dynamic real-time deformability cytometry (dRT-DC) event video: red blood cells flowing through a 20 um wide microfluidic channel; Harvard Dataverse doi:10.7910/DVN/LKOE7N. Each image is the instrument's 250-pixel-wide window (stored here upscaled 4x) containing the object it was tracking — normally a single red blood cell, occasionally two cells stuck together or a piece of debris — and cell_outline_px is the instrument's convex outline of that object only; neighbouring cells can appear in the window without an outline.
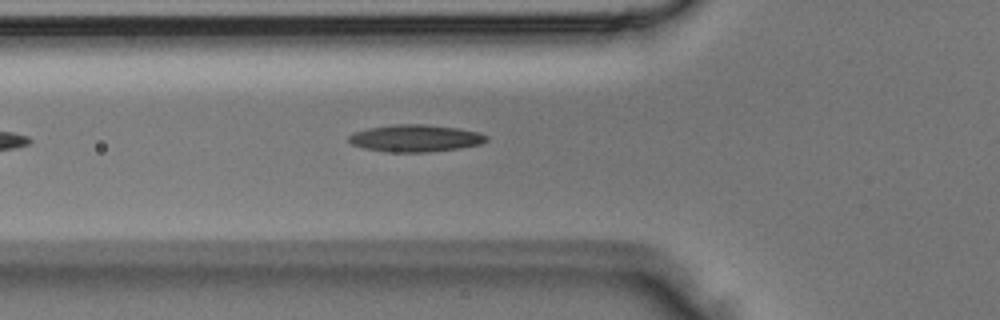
{"species": "Egyptian fruit bat (a non-hibernating species)", "species_latin": "Rousettus aegyptiacus", "temperature_condition": "room temperature", "stored_images_in_passage": 5, "camera_frame_rate_fps": 3000, "um_per_image_px": 0.085, "animal": {"sex": "male"}, "frame": {"image": 1, "passage_image": 5, "time_ms": 1.333, "image_size_px": [1000, 320], "cell_outline_px": [[488, 140], [480, 144], [460, 148], [428, 152], [388, 152], [364, 148], [352, 144], [348, 140], [348, 136], [352, 132], [368, 128], [392, 124], [424, 124], [456, 128], [480, 132], [488, 136]], "centroid_in_image_um": [35.29, 11.74], "position_along_channel_um": 90.5, "area_um2": 21.85}}